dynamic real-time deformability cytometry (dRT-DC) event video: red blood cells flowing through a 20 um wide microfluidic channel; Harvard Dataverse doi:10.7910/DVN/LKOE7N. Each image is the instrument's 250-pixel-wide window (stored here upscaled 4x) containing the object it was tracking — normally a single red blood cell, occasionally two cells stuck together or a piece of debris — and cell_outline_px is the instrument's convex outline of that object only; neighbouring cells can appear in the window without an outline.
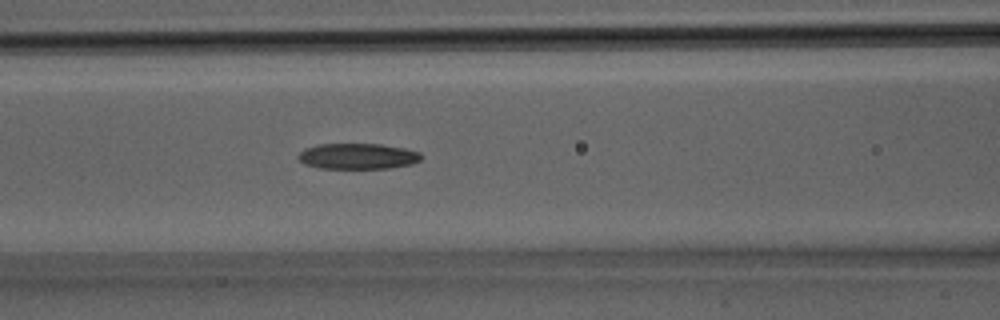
{"species": "Egyptian fruit bat (a non-hibernating species)", "species_latin": "Rousettus aegyptiacus", "temperature_condition": "room temperature", "stored_images_in_passage": 15, "camera_frame_rate_fps": 3000, "um_per_image_px": 0.085, "animal": {"sex": "male"}, "frame": {"image": 1, "passage_image": 13, "time_ms": 4.0, "image_size_px": [1000, 320], "cell_outline_px": [[420, 160], [412, 164], [388, 168], [320, 168], [304, 164], [296, 156], [304, 148], [316, 144], [380, 144], [404, 148], [420, 152]], "centroid_in_image_um": [30.37, 13.27], "position_along_channel_um": 136.2, "area_um2": 18.44}}
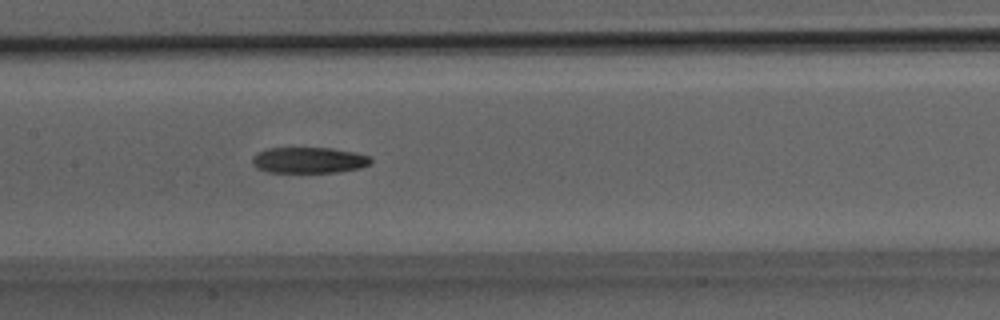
{"frame": {"image": 2, "passage_image": 15, "time_ms": 4.667, "image_size_px": [1000, 320], "cell_outline_px": [[372, 160], [368, 164], [360, 168], [336, 172], [268, 172], [256, 168], [252, 164], [252, 156], [256, 152], [268, 148], [332, 148], [356, 152], [368, 156]], "centroid_in_image_um": [26.21, 13.61], "position_along_channel_um": 181.2, "area_um2": 17.98}}